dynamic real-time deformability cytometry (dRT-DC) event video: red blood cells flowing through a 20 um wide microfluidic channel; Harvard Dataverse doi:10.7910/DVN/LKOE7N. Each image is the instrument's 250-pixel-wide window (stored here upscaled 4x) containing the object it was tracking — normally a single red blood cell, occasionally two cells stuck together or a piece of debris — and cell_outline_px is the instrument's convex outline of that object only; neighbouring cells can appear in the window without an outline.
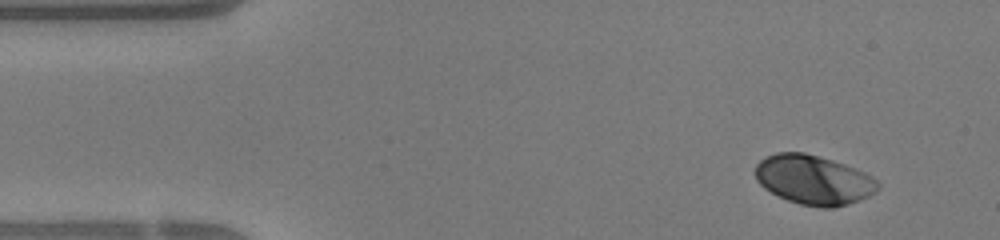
{"species": "human", "species_latin": "Homo sapiens", "temperature_condition": "warm", "stored_images_in_passage": 44, "camera_frame_rate_fps": 3000, "um_per_image_px": 0.085, "donor": {"sex": "female"}, "frame": {"image": 1, "passage_image": 1, "time_ms": 0.0, "image_size_px": [1000, 240], "cell_outline_px": [[844, 200], [840, 204], [808, 204], [784, 196], [768, 188], [760, 180], [756, 172], [760, 164], [764, 160], [772, 156], [812, 156], [816, 160]], "centroid_in_image_um": [67.89, 15.27], "position_along_channel_um": 17.1, "area_um2": 20.87}}
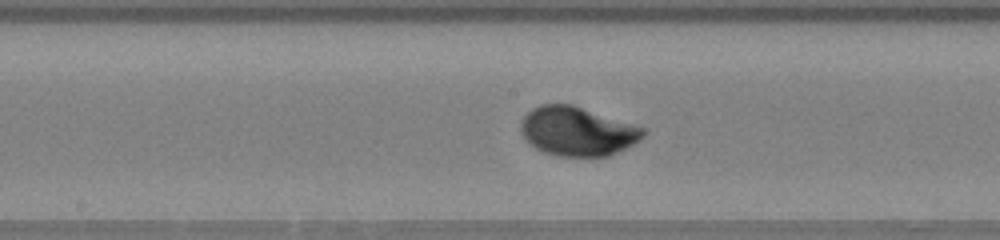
{"frame": {"image": 2, "passage_image": 20, "time_ms": 6.333, "image_size_px": [1000, 240], "cell_outline_px": [[636, 136], [604, 152], [572, 152], [556, 148], [540, 140], [540, 112], [548, 108], [568, 108], [580, 112], [636, 132]], "centroid_in_image_um": [49.32, 11.18], "position_along_channel_um": 198.9, "area_um2": 21.56}}
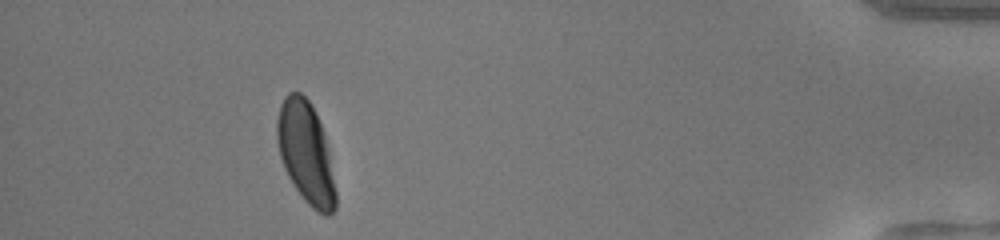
{"frame": {"image": 3, "passage_image": 39, "time_ms": 12.667, "image_size_px": [1000, 240], "cell_outline_px": [[332, 208], [320, 208], [300, 188], [292, 176], [288, 168], [280, 144], [280, 116], [284, 104], [300, 96], [308, 104], [316, 120], [332, 188]], "centroid_in_image_um": [25.94, 12.91], "position_along_channel_um": 409.3, "area_um2": 26.36}}